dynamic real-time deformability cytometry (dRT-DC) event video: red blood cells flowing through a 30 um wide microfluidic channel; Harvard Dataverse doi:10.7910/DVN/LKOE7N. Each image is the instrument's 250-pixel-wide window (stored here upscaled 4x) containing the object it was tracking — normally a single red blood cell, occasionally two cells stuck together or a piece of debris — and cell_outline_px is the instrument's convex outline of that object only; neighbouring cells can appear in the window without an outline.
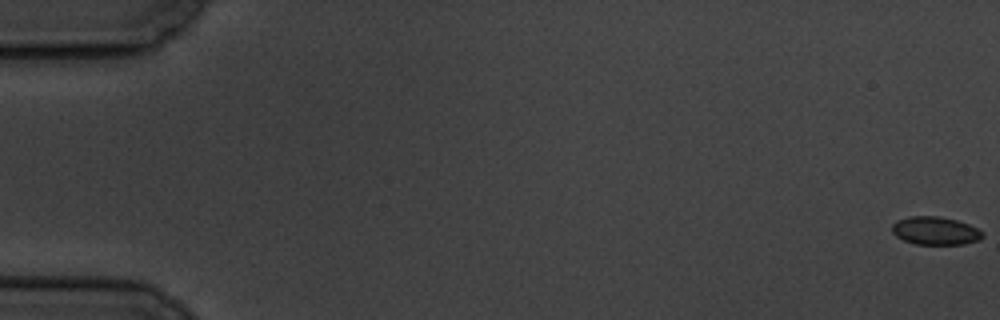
{"species": "common noctule bat (a hibernating species)", "species_latin": "Nyctalus noctula", "temperature_condition": "cold", "stored_images_in_passage": 5, "camera_frame_rate_fps": 3000, "um_per_image_px": 0.085, "animal": {"sex": "male", "body_mass_g": 19.5, "forearm_length_mm": 54.6}, "frame": {"image": 1, "passage_image": 1, "time_ms": 0.0, "image_size_px": [1000, 320], "cell_outline_px": [[984, 236], [980, 240], [964, 244], [916, 244], [904, 240], [896, 236], [892, 232], [892, 224], [896, 220], [908, 216], [940, 216], [956, 220], [968, 224], [984, 232]], "centroid_in_image_um": [79.5, 19.61], "position_along_channel_um": 5.5, "area_um2": 14.91}}